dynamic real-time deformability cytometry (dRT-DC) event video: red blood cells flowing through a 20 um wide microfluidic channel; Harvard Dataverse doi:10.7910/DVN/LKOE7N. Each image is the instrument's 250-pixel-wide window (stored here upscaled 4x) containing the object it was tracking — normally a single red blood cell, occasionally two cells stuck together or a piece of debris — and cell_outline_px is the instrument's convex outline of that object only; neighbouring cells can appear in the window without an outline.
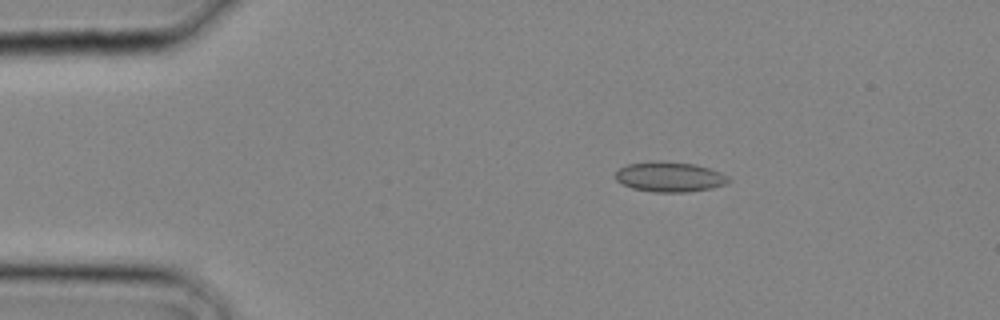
{"species": "common noctule bat (a hibernating species)", "species_latin": "Nyctalus noctula", "temperature_condition": "cold", "stored_images_in_passage": 3, "camera_frame_rate_fps": 3000, "um_per_image_px": 0.085, "animal": {"sex": "male", "body_mass_g": 20.4}, "frame": {"image": 1, "passage_image": 2, "time_ms": 0.333, "image_size_px": [1000, 320], "cell_outline_px": [[732, 180], [724, 184], [712, 188], [688, 192], [652, 192], [632, 188], [616, 180], [616, 172], [620, 168], [628, 164], [660, 160], [696, 164], [720, 172], [728, 176]], "centroid_in_image_um": [56.94, 15.03], "position_along_channel_um": 28.1, "area_um2": 19.83}}
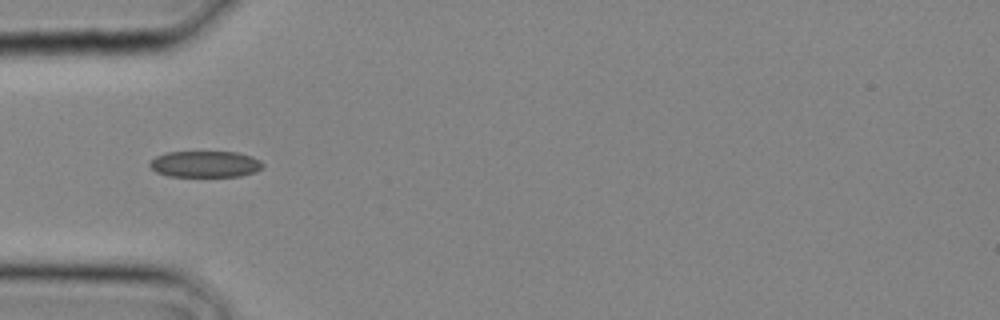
{"frame": {"image": 2, "passage_image": 3, "time_ms": 0.667, "image_size_px": [1000, 320], "cell_outline_px": [[264, 168], [256, 172], [240, 176], [168, 176], [156, 172], [148, 164], [156, 156], [168, 152], [236, 152], [252, 156], [260, 160], [264, 164]], "centroid_in_image_um": [17.48, 13.95], "position_along_channel_um": 67.5, "area_um2": 17.4}}